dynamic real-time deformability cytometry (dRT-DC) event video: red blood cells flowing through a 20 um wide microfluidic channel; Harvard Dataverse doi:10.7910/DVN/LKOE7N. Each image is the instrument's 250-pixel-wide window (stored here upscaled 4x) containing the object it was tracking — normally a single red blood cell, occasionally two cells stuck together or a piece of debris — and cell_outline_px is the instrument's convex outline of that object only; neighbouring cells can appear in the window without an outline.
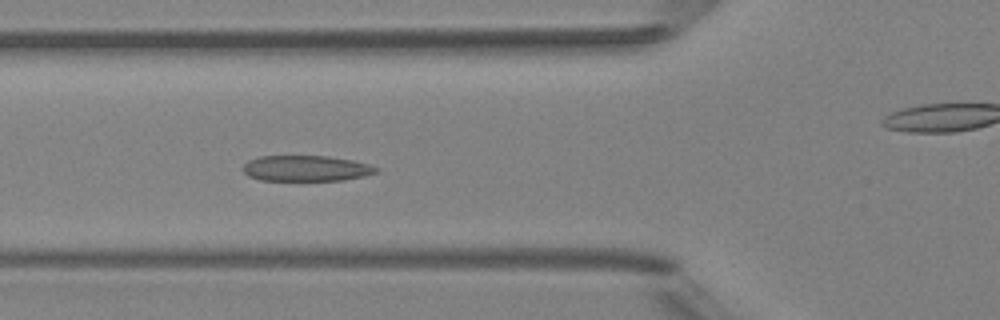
{"species": "Egyptian fruit bat (a non-hibernating species)", "species_latin": "Rousettus aegyptiacus", "temperature_condition": "room temperature", "stored_images_in_passage": 6, "segment_of_instrument_passage": [1, 2], "camera_frame_rate_fps": 3000, "um_per_image_px": 0.085, "animal": {"sex": "female"}, "frame": {"image": 1, "passage_image": 5, "time_ms": 5.333, "image_size_px": [1000, 320], "cell_outline_px": [[380, 168], [376, 172], [364, 176], [344, 180], [260, 180], [248, 176], [240, 168], [248, 160], [260, 156], [328, 156], [352, 160], [368, 164]], "centroid_in_image_um": [25.98, 14.31], "position_along_channel_um": 99.8, "area_um2": 20.0}}